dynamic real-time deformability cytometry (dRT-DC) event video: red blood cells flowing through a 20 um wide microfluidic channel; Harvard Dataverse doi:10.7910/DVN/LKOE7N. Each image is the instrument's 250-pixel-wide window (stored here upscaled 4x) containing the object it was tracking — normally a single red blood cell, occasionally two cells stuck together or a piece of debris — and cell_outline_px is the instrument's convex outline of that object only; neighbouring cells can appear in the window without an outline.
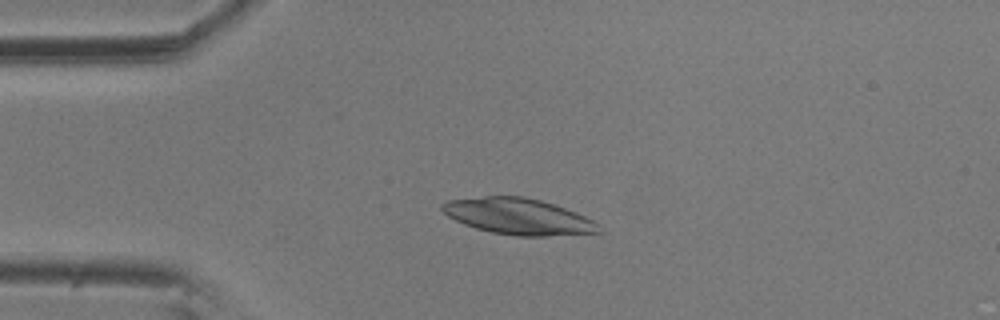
{"species": "common noctule bat (a hibernating species)", "species_latin": "Nyctalus noctula", "temperature_condition": "room temperature", "stored_images_in_passage": 4, "camera_frame_rate_fps": 3000, "um_per_image_px": 0.085, "animal": {"sex": "male", "body_mass_g": 20.5, "forearm_length_mm": 52.5}, "frame": {"image": 1, "passage_image": 3, "time_ms": 0.667, "image_size_px": [1000, 320], "cell_outline_px": [[600, 232], [548, 236], [516, 236], [492, 232], [476, 228], [464, 224], [448, 216], [440, 208], [440, 204], [448, 200], [484, 196], [524, 196], [540, 200], [576, 212], [600, 224]], "centroid_in_image_um": [44.04, 18.39], "position_along_channel_um": 41.0, "area_um2": 32.83}}